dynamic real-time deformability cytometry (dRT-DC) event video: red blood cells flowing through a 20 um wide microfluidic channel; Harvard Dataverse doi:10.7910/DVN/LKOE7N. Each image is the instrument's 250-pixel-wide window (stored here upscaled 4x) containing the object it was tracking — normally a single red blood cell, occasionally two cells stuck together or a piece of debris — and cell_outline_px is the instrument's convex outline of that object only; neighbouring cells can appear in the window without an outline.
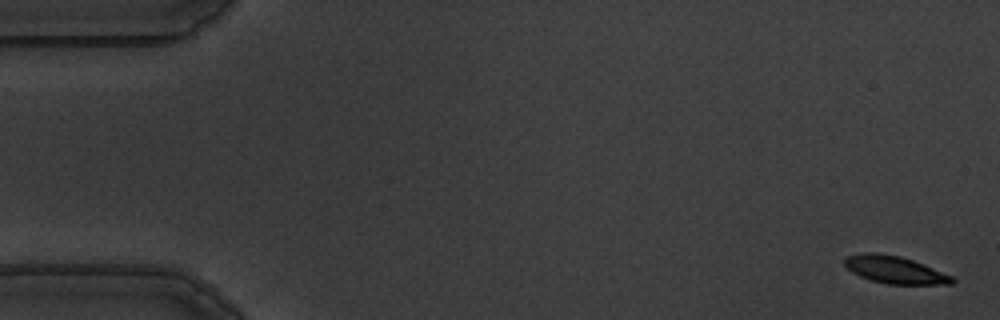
{"species": "common noctule bat (a hibernating species)", "species_latin": "Nyctalus noctula", "temperature_condition": "warm", "stored_images_in_passage": 57, "camera_frame_rate_fps": 3000, "um_per_image_px": 0.085, "animal": {"sex": "male", "body_mass_g": 19.5, "forearm_length_mm": 54.6}, "frame": {"image": 1, "passage_image": 2, "time_ms": 0.333, "image_size_px": [1000, 320], "cell_outline_px": [[956, 280], [952, 284], [888, 284], [872, 280], [860, 276], [852, 272], [844, 264], [844, 260], [848, 256], [864, 252], [876, 252], [900, 256], [912, 260], [952, 276]], "centroid_in_image_um": [76.05, 22.93], "position_along_channel_um": 9.0, "area_um2": 16.94}}
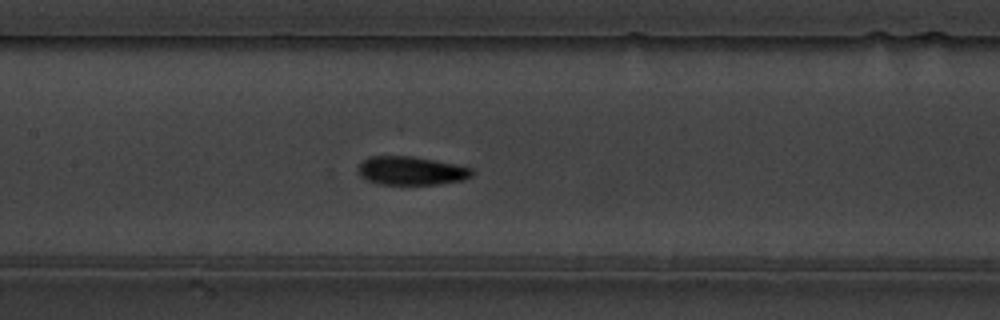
{"frame": {"image": 2, "passage_image": 27, "time_ms": 8.667, "image_size_px": [1000, 320], "cell_outline_px": [[472, 176], [464, 180], [436, 184], [380, 184], [368, 180], [360, 176], [360, 164], [364, 160], [372, 156], [408, 156], [432, 160], [472, 168]], "centroid_in_image_um": [34.96, 14.52], "position_along_channel_um": 172.4, "area_um2": 18.44}}
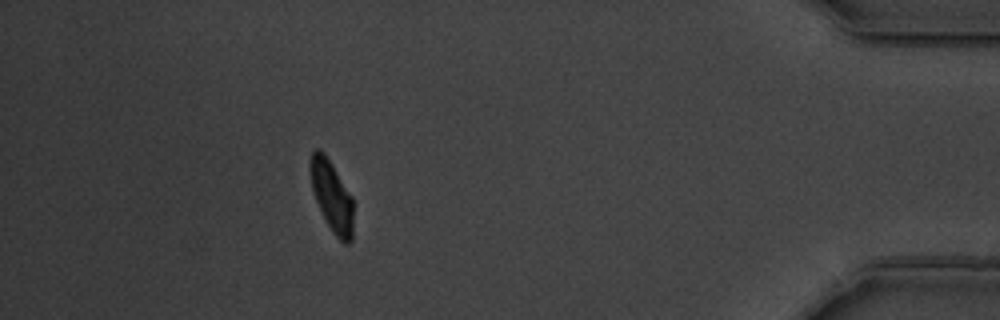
{"frame": {"image": 3, "passage_image": 51, "time_ms": 16.667, "image_size_px": [1000, 320], "cell_outline_px": [[352, 240], [348, 244], [344, 244], [332, 232], [316, 200], [312, 188], [308, 168], [308, 164], [312, 152], [316, 148], [320, 148], [324, 152], [332, 164], [352, 196]], "centroid_in_image_um": [28.18, 16.62], "position_along_channel_um": 407.0, "area_um2": 17.74}, "authors_computed_cell_mechanics": {"area_um2": 18.3804, "velocity_mm_per_s": 3.5943, "shape_relaxation_time_tau1_ms": 2.9011, "shape_relaxation_time_tau2_ms": 3.0915, "deformation_change_tau1": 0.1502, "deformation_change_tau2": 0.049}}